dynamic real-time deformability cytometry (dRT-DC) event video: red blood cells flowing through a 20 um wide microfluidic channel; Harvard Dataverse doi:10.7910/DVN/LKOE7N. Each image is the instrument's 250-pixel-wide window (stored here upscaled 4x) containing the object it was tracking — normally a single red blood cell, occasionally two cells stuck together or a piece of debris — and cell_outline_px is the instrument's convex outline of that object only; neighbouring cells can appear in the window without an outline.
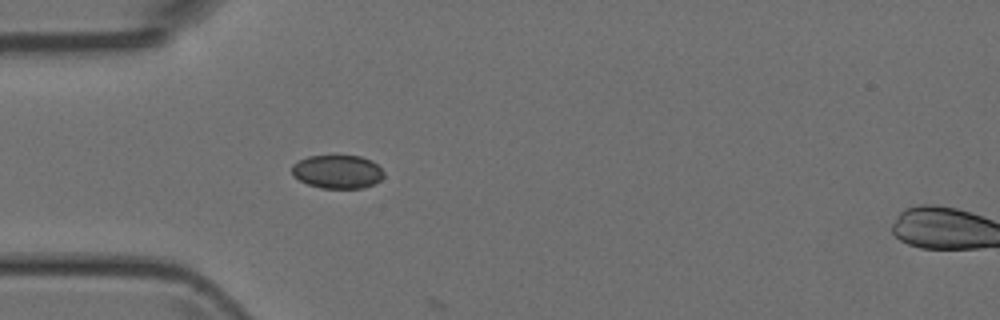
{"species": "Egyptian fruit bat (a non-hibernating species)", "species_latin": "Rousettus aegyptiacus", "temperature_condition": "room temperature", "stored_images_in_passage": 4, "camera_frame_rate_fps": 3000, "um_per_image_px": 0.085, "animal": {"sex": "female"}, "frame": {"image": 1, "passage_image": 3, "time_ms": 3.0, "image_size_px": [1000, 320], "cell_outline_px": [[384, 176], [380, 180], [364, 188], [320, 188], [308, 184], [292, 176], [292, 164], [308, 156], [360, 156], [372, 160], [384, 172]], "centroid_in_image_um": [28.68, 14.6], "position_along_channel_um": 56.3, "area_um2": 17.92}}